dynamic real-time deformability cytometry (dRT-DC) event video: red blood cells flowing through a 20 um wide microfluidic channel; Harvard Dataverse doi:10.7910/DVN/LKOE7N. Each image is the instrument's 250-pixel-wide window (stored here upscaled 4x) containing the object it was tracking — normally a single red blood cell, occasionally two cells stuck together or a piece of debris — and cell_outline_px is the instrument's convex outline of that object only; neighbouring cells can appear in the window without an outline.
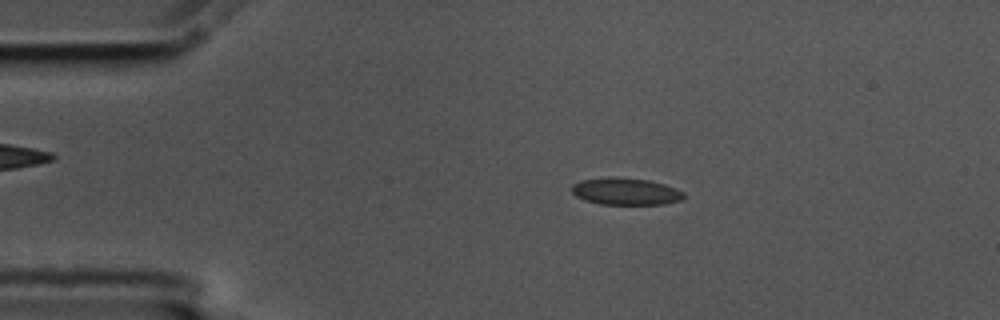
{"species": "common noctule bat (a hibernating species)", "species_latin": "Nyctalus noctula", "temperature_condition": "cold", "stored_images_in_passage": 52, "camera_frame_rate_fps": 3000, "um_per_image_px": 0.085, "animal": {"sex": "male", "body_mass_g": 17.5, "forearm_length_mm": 52.3}, "frame": {"image": 1, "passage_image": 6, "time_ms": 1.667, "image_size_px": [1000, 320], "cell_outline_px": [[684, 196], [680, 200], [664, 204], [600, 204], [584, 200], [576, 196], [572, 192], [572, 184], [580, 180], [608, 176], [616, 176], [648, 180], [664, 184], [676, 188], [684, 192]], "centroid_in_image_um": [53.15, 16.25], "position_along_channel_um": 31.9, "area_um2": 17.8}}
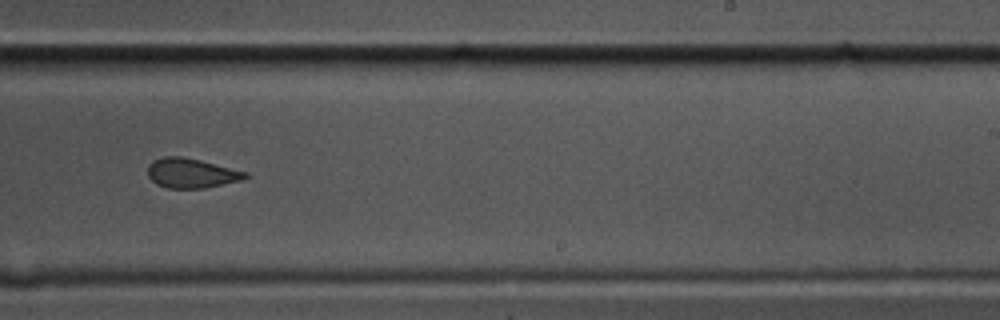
{"frame": {"image": 2, "passage_image": 30, "time_ms": 9.667, "image_size_px": [1000, 320], "cell_outline_px": [[248, 176], [240, 180], [204, 188], [168, 188], [156, 184], [148, 176], [148, 164], [152, 160], [164, 156], [180, 156], [200, 160], [248, 172]], "centroid_in_image_um": [16.22, 14.71], "position_along_channel_um": 272.8, "area_um2": 16.76}}
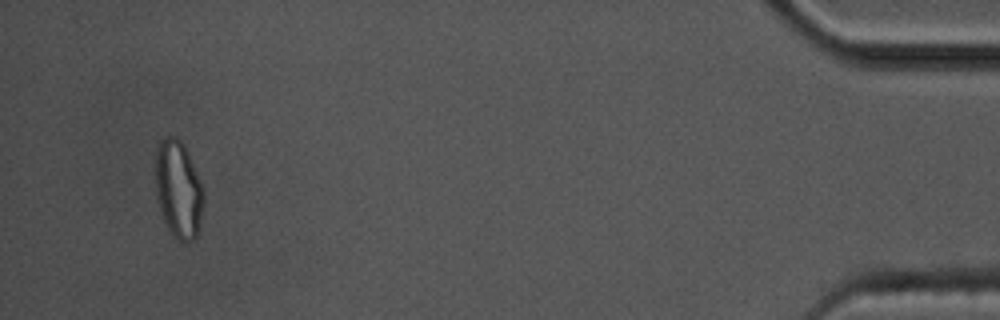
{"frame": {"image": 3, "passage_image": 49, "time_ms": 16.0, "image_size_px": [1000, 320], "cell_outline_px": [[204, 200], [196, 236], [192, 240], [180, 240], [168, 228], [164, 220], [156, 196], [156, 152], [160, 140], [164, 136], [176, 136], [184, 144], [188, 152], [204, 188]], "centroid_in_image_um": [15.17, 16.02], "position_along_channel_um": 420.0, "area_um2": 27.05}, "authors_computed_cell_mechanics": {"area_um2": 17.7735, "velocity_mm_per_s": 3.5574, "shape_relaxation_time_tau1_ms": null, "shape_relaxation_time_tau2_ms": 1.969, "deformation_change_tau1": null, "deformation_change_tau2": 0.0835}}